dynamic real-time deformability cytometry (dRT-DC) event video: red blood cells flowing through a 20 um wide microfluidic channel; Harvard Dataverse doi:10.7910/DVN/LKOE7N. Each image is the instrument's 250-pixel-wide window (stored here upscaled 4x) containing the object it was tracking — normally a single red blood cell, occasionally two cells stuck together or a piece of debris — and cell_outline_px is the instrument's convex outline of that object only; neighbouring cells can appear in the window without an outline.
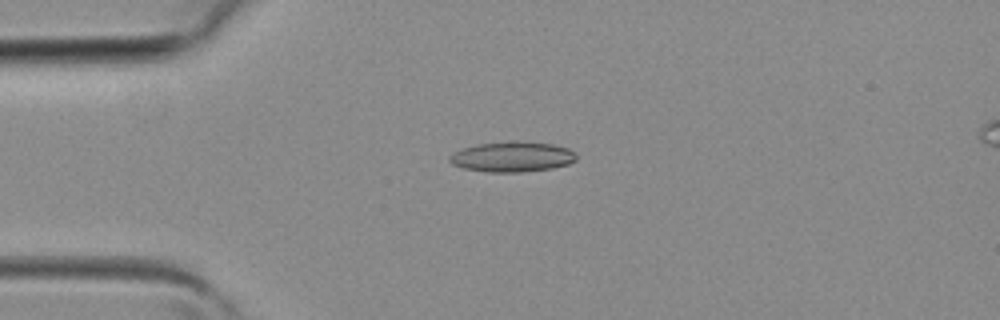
{"species": "common noctule bat (a hibernating species)", "species_latin": "Nyctalus noctula", "temperature_condition": "room temperature", "stored_images_in_passage": 38, "camera_frame_rate_fps": 3000, "um_per_image_px": 0.085, "animal": {"sex": "female", "body_mass_g": 19.3, "forearm_length_mm": 54.1}, "frame": {"image": 1, "passage_image": 9, "time_ms": 2.667, "image_size_px": [1000, 320], "cell_outline_px": [[576, 160], [568, 164], [552, 168], [520, 172], [488, 172], [464, 168], [452, 164], [448, 160], [448, 156], [452, 152], [476, 144], [512, 140], [516, 140], [552, 144], [568, 148], [576, 156]], "centroid_in_image_um": [43.5, 13.31], "position_along_channel_um": 41.5, "area_um2": 22.48}}
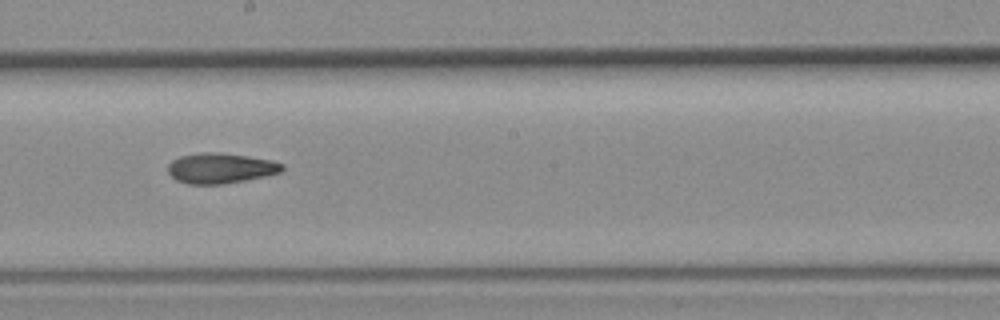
{"frame": {"image": 2, "passage_image": 21, "time_ms": 6.667, "image_size_px": [1000, 320], "cell_outline_px": [[284, 168], [280, 172], [264, 176], [244, 180], [220, 184], [188, 184], [176, 180], [168, 172], [168, 164], [172, 160], [180, 156], [200, 152], [220, 152], [248, 156], [272, 160], [284, 164]], "centroid_in_image_um": [18.73, 14.28], "position_along_channel_um": 229.5, "area_um2": 20.17}}
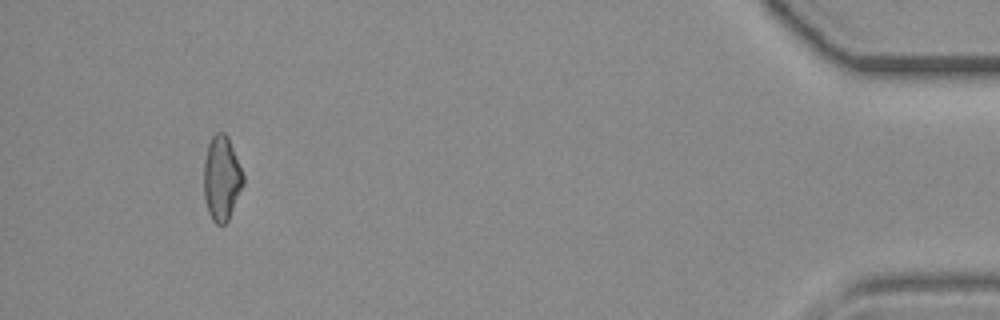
{"frame": {"image": 3, "passage_image": 36, "time_ms": 11.667, "image_size_px": [1000, 320], "cell_outline_px": [[244, 184], [228, 220], [224, 224], [216, 224], [212, 220], [208, 212], [204, 196], [204, 160], [208, 144], [212, 136], [216, 132], [224, 132], [228, 136], [244, 176]], "centroid_in_image_um": [18.83, 15.15], "position_along_channel_um": 416.4, "area_um2": 19.42}}